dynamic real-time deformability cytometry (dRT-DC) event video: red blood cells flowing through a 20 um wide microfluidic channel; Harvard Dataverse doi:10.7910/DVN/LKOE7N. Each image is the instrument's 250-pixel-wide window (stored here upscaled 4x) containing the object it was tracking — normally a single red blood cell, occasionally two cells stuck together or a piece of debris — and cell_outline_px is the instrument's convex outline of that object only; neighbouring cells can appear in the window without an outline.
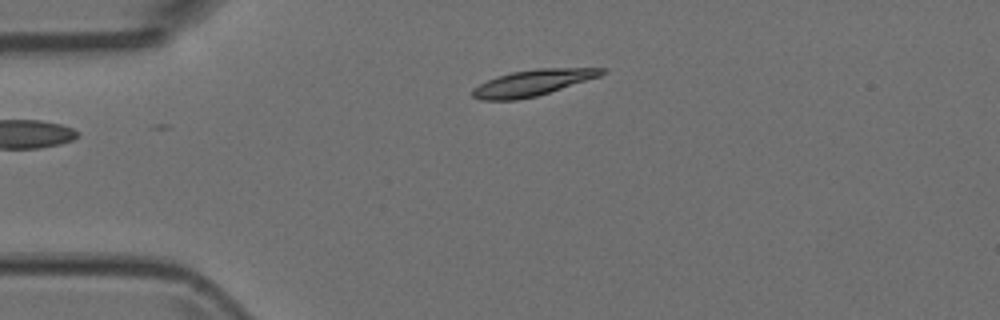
{"species": "Egyptian fruit bat (a non-hibernating species)", "species_latin": "Rousettus aegyptiacus", "temperature_condition": "room temperature", "stored_images_in_passage": 3, "camera_frame_rate_fps": 3000, "um_per_image_px": 0.085, "animal": {"sex": "female"}, "frame": {"image": 1, "passage_image": 1, "time_ms": 0.0, "image_size_px": [1000, 320], "cell_outline_px": [[608, 72], [600, 76], [536, 96], [516, 100], [480, 100], [472, 96], [472, 88], [496, 76], [512, 72], [536, 68], [608, 68]], "centroid_in_image_um": [45.28, 7.03], "position_along_channel_um": 39.7, "area_um2": 19.59}}
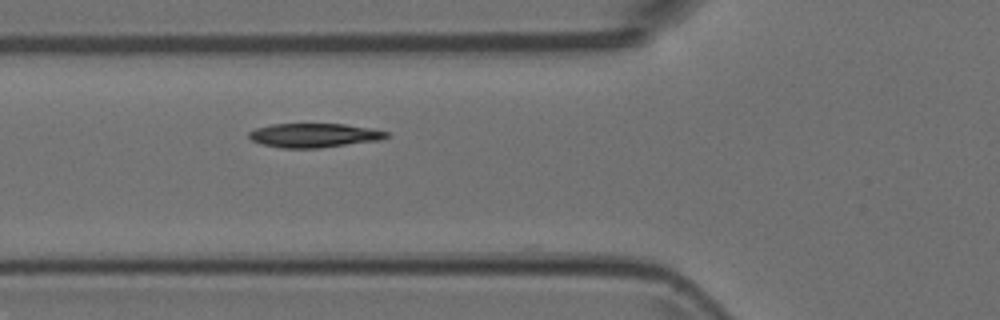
{"frame": {"image": 2, "passage_image": 3, "time_ms": 0.667, "image_size_px": [1000, 320], "cell_outline_px": [[388, 136], [380, 140], [320, 148], [284, 148], [260, 144], [252, 140], [248, 136], [248, 132], [256, 128], [272, 124], [344, 124], [372, 128], [388, 132]], "centroid_in_image_um": [26.69, 11.5], "position_along_channel_um": 99.1, "area_um2": 19.31}}